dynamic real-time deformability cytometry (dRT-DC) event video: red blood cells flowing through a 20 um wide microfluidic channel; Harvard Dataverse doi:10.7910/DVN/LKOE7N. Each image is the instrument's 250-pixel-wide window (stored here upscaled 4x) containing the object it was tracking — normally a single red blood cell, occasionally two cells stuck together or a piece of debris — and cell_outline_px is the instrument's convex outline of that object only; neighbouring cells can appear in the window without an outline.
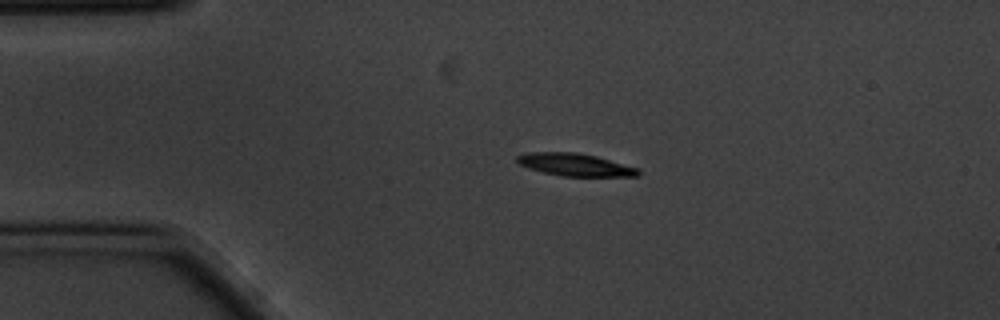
{"species": "common noctule bat (a hibernating species)", "species_latin": "Nyctalus noctula", "temperature_condition": "cold", "stored_images_in_passage": 14, "camera_frame_rate_fps": 3000, "um_per_image_px": 0.085, "animal": {"sex": "male", "body_mass_g": 20.1, "forearm_length_mm": 53.5}, "frame": {"image": 1, "passage_image": 3, "time_ms": 0.667, "image_size_px": [1000, 320], "cell_outline_px": [[640, 172], [636, 176], [564, 176], [544, 172], [528, 168], [520, 164], [516, 160], [516, 156], [528, 152], [576, 152], [596, 156], [636, 168]], "centroid_in_image_um": [48.82, 13.99], "position_along_channel_um": 36.2, "area_um2": 15.61}}
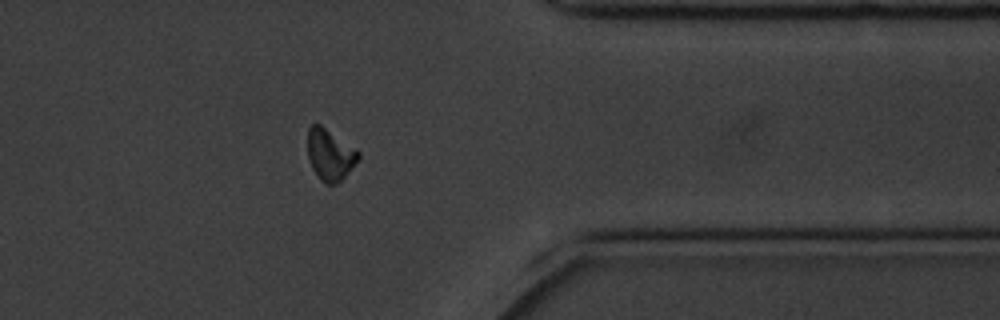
{"frame": {"image": 2, "passage_image": 12, "time_ms": 3.667, "image_size_px": [1000, 320], "cell_outline_px": [[360, 156], [344, 176], [336, 184], [324, 184], [320, 180], [312, 168], [308, 156], [308, 128], [312, 124], [320, 124], [356, 148], [360, 152]], "centroid_in_image_um": [28.03, 13.13], "position_along_channel_um": 383.4, "area_um2": 15.03}}
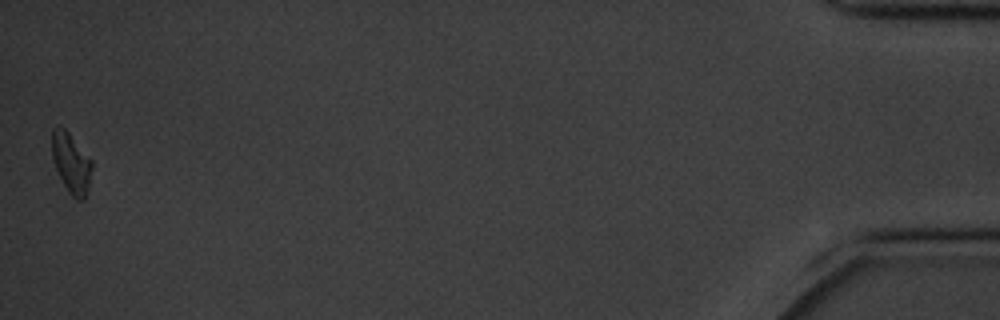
{"frame": {"image": 3, "passage_image": 14, "time_ms": 4.333, "image_size_px": [1000, 320], "cell_outline_px": [[92, 168], [88, 188], [84, 200], [76, 200], [68, 192], [56, 168], [52, 156], [52, 128], [60, 124], [68, 132], [92, 160]], "centroid_in_image_um": [6.05, 13.84], "position_along_channel_um": 429.1, "area_um2": 13.93}}